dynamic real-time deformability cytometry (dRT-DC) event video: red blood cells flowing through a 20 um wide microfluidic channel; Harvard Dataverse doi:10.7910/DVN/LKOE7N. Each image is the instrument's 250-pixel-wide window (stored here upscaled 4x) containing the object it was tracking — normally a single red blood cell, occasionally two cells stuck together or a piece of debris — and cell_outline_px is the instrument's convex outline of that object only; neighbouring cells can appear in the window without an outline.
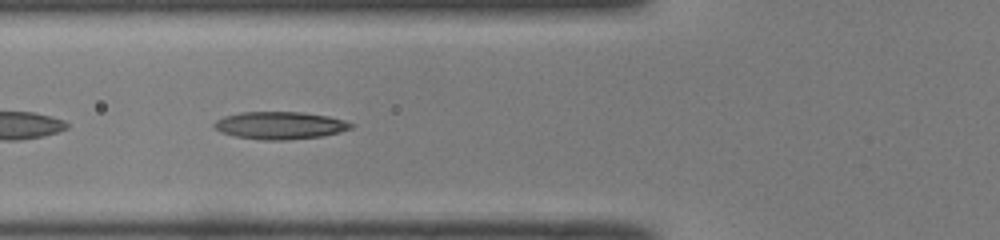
{"species": "common noctule bat (a hibernating species)", "species_latin": "Nyctalus noctula", "temperature_condition": "room temperature", "stored_images_in_passage": 48, "camera_frame_rate_fps": 3000, "um_per_image_px": 0.085, "animal": {"sex": "male", "body_mass_g": 19.0, "forearm_length_mm": 50.8}, "frame": {"image": 1, "passage_image": 18, "time_ms": 5.667, "image_size_px": [1000, 240], "cell_outline_px": [[356, 124], [352, 128], [340, 132], [320, 136], [288, 140], [260, 140], [236, 136], [220, 132], [212, 128], [212, 124], [216, 120], [224, 116], [240, 112], [300, 112], [328, 116], [344, 120]], "centroid_in_image_um": [23.77, 10.66], "position_along_channel_um": 102.0, "area_um2": 22.08}}
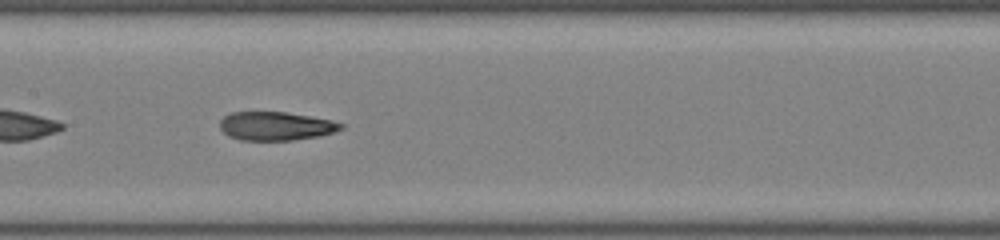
{"frame": {"image": 2, "passage_image": 24, "time_ms": 7.667, "image_size_px": [1000, 240], "cell_outline_px": [[344, 128], [320, 136], [292, 140], [240, 140], [228, 136], [220, 128], [220, 120], [224, 116], [232, 112], [284, 112], [332, 120], [344, 124]], "centroid_in_image_um": [23.43, 10.72], "position_along_channel_um": 184.0, "area_um2": 20.11}}
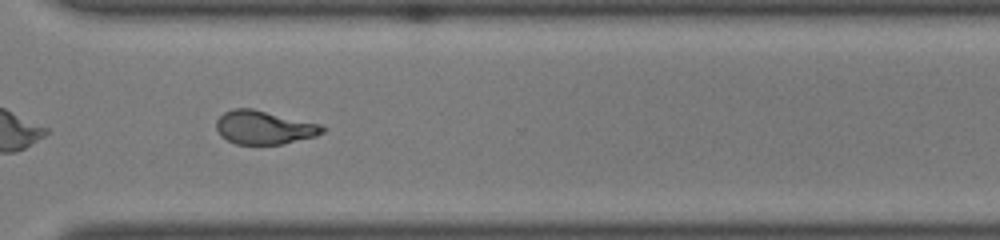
{"frame": {"image": 3, "passage_image": 36, "time_ms": 11.667, "image_size_px": [1000, 240], "cell_outline_px": [[328, 128], [324, 132], [316, 136], [284, 144], [236, 144], [220, 136], [216, 128], [216, 120], [224, 112], [232, 108], [252, 108], [320, 124]], "centroid_in_image_um": [22.45, 10.83], "position_along_channel_um": 348.1, "area_um2": 20.87}, "authors_computed_cell_mechanics": {"area_um2": 21.1548, "velocity_mm_per_s": 4.0972, "shape_relaxation_time_tau1_ms": null, "shape_relaxation_time_tau2_ms": 2.538, "deformation_change_tau1": null, "deformation_change_tau2": 0.1073}}